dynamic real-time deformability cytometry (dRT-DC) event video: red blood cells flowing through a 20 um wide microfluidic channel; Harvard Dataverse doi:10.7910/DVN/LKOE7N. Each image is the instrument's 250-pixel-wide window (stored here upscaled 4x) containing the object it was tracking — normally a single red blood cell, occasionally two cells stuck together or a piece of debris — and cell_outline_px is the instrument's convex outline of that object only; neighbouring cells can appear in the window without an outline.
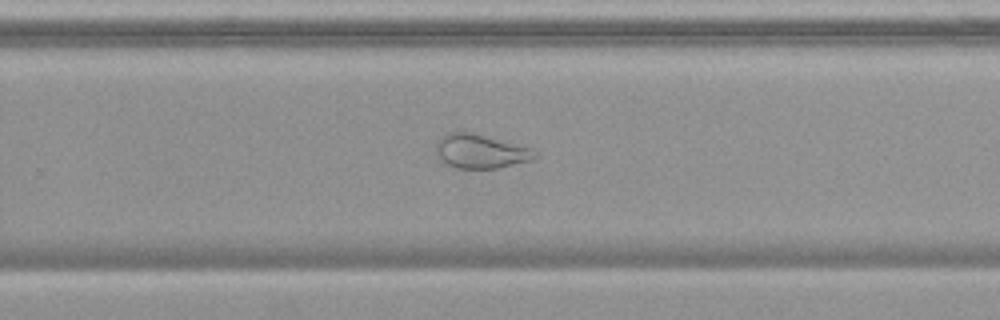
{"species": "common noctule bat (a hibernating species)", "species_latin": "Nyctalus noctula", "temperature_condition": "warm", "stored_images_in_passage": 42, "camera_frame_rate_fps": 3000, "um_per_image_px": 0.085, "animal": {"sex": "female", "body_mass_g": 19.9}, "frame": {"image": 1, "passage_image": 24, "time_ms": 7.667, "image_size_px": [1000, 320], "cell_outline_px": [[540, 156], [532, 160], [496, 168], [456, 168], [440, 160], [436, 152], [436, 144], [448, 132], [472, 132], [532, 148]], "centroid_in_image_um": [40.88, 12.86], "position_along_channel_um": 288.9, "area_um2": 19.48}}
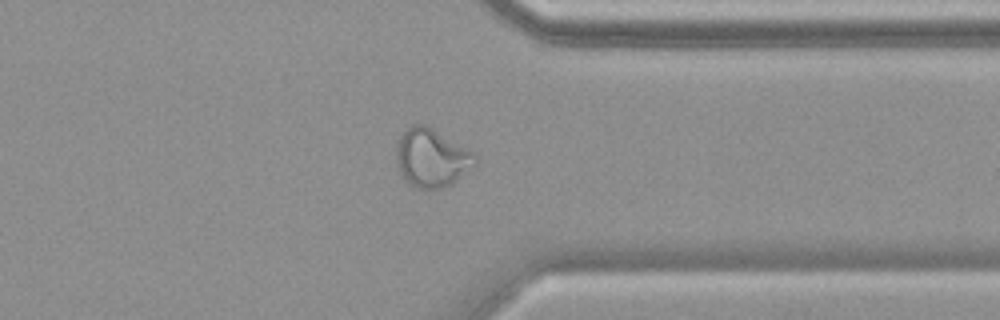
{"frame": {"image": 2, "passage_image": 31, "time_ms": 10.0, "image_size_px": [1000, 320], "cell_outline_px": [[476, 164], [452, 184], [440, 188], [416, 188], [408, 184], [404, 180], [396, 164], [396, 144], [400, 136], [412, 124], [428, 124], [472, 152], [476, 156]], "centroid_in_image_um": [36.65, 13.41], "position_along_channel_um": 374.7, "area_um2": 26.88}}
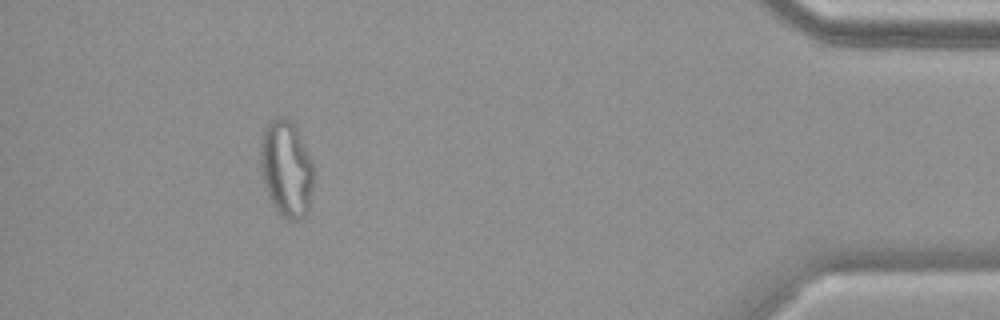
{"frame": {"image": 3, "passage_image": 38, "time_ms": 12.333, "image_size_px": [1000, 320], "cell_outline_px": [[316, 172], [308, 212], [296, 220], [288, 220], [272, 204], [268, 196], [260, 168], [260, 140], [264, 128], [272, 120], [280, 116], [284, 116], [292, 120], [296, 124], [316, 168]], "centroid_in_image_um": [24.38, 14.28], "position_along_channel_um": 410.8, "area_um2": 30.69}, "authors_computed_cell_mechanics": {"area_um2": 25.6921, "velocity_mm_per_s": 3.7754, "shape_relaxation_time_tau1_ms": null, "shape_relaxation_time_tau2_ms": 1.6499, "deformation_change_tau1": null, "deformation_change_tau2": 0.0952}}